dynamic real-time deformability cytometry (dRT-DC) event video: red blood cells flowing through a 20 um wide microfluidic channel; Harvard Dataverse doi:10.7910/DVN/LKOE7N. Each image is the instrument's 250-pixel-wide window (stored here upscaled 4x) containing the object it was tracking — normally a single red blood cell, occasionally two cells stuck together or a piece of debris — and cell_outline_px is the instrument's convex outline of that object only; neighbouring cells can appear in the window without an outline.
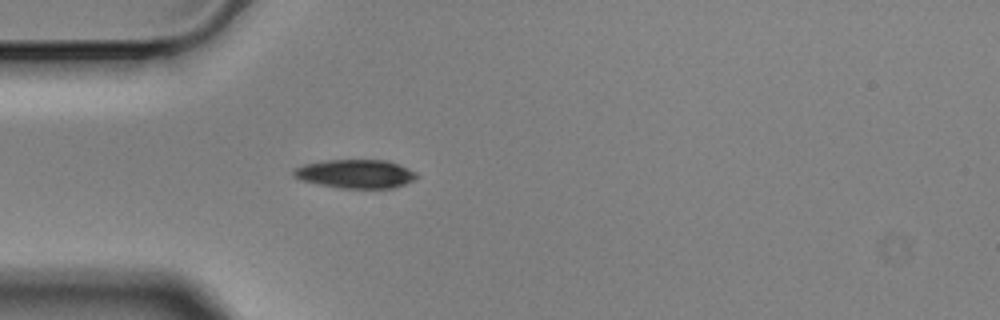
{"species": "Egyptian fruit bat (a non-hibernating species)", "species_latin": "Rousettus aegyptiacus", "temperature_condition": "cold", "stored_images_in_passage": 4, "camera_frame_rate_fps": 3000, "um_per_image_px": 0.085, "animal": {"sex": "male"}, "frame": {"image": 1, "passage_image": 4, "time_ms": 1.0, "image_size_px": [1000, 320], "cell_outline_px": [[420, 176], [404, 184], [392, 188], [340, 188], [300, 180], [292, 176], [292, 168], [304, 164], [328, 160], [388, 160], [408, 168], [416, 172]], "centroid_in_image_um": [30.2, 14.77], "position_along_channel_um": 54.8, "area_um2": 20.63}}